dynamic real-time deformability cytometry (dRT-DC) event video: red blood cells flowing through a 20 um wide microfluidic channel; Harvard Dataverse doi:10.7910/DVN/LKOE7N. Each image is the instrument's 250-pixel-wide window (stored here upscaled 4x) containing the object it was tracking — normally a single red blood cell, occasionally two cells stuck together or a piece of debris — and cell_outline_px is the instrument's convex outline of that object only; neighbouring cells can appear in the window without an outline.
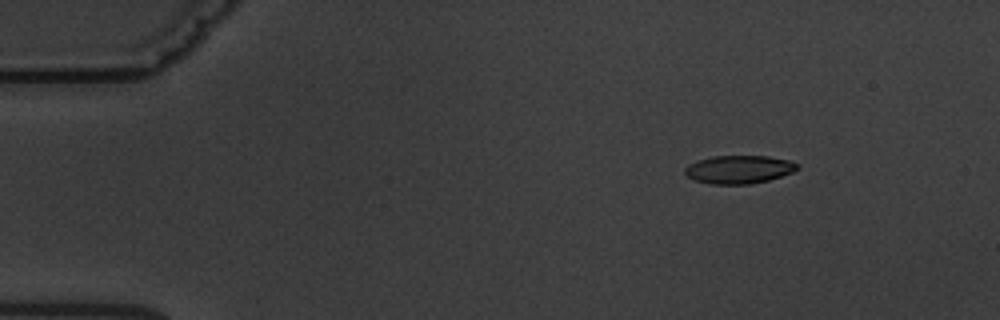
{"species": "common noctule bat (a hibernating species)", "species_latin": "Nyctalus noctula", "temperature_condition": "warm", "stored_images_in_passage": 5, "camera_frame_rate_fps": 3000, "um_per_image_px": 0.085, "animal": {"sex": "male", "body_mass_g": 19.5, "forearm_length_mm": 54.6}, "frame": {"image": 1, "passage_image": 3, "time_ms": 2.333, "image_size_px": [1000, 320], "cell_outline_px": [[800, 168], [792, 172], [768, 180], [748, 184], [712, 184], [696, 180], [688, 176], [684, 172], [684, 168], [688, 164], [696, 160], [712, 156], [768, 156], [788, 160], [800, 164]], "centroid_in_image_um": [62.81, 14.39], "position_along_channel_um": 22.2, "area_um2": 18.44}}